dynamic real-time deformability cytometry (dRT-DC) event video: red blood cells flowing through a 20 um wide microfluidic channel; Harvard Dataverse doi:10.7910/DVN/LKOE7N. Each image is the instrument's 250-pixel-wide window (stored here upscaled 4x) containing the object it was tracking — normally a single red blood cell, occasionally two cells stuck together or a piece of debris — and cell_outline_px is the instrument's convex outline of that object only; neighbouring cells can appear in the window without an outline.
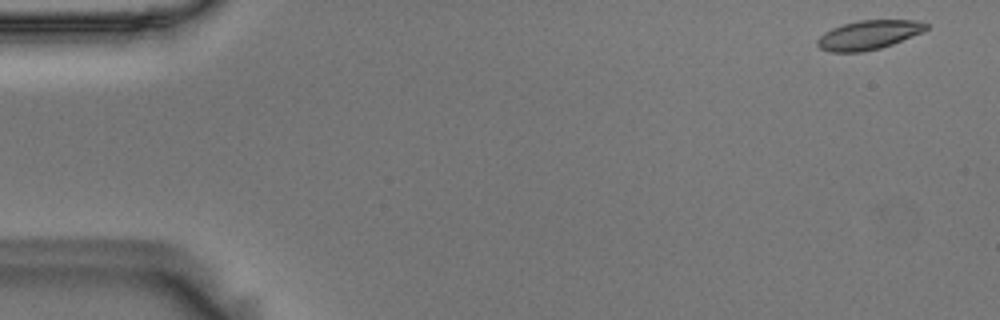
{"species": "Egyptian fruit bat (a non-hibernating species)", "species_latin": "Rousettus aegyptiacus", "temperature_condition": "room temperature", "stored_images_in_passage": 15, "camera_frame_rate_fps": 3000, "um_per_image_px": 0.085, "animal": {"sex": "male"}, "frame": {"image": 1, "passage_image": 1, "time_ms": 0.0, "image_size_px": [1000, 320], "cell_outline_px": [[928, 28], [920, 32], [892, 44], [880, 48], [864, 52], [828, 52], [820, 48], [816, 44], [816, 40], [824, 32], [832, 28], [844, 24], [860, 20], [916, 20], [928, 24]], "centroid_in_image_um": [73.78, 2.97], "position_along_channel_um": 11.2, "area_um2": 18.32}}
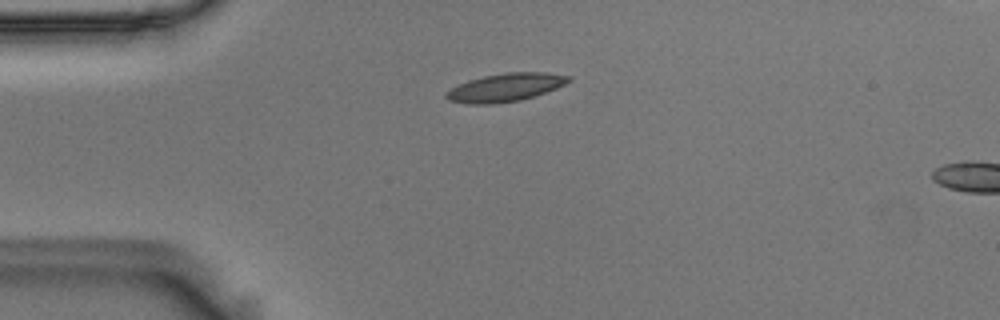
{"frame": {"image": 2, "passage_image": 12, "time_ms": 3.667, "image_size_px": [1000, 320], "cell_outline_px": [[572, 80], [556, 88], [520, 100], [492, 104], [464, 104], [448, 100], [444, 96], [444, 92], [468, 80], [484, 76], [504, 72], [548, 72], [572, 76]], "centroid_in_image_um": [42.94, 7.42], "position_along_channel_um": 42.1, "area_um2": 20.11}}